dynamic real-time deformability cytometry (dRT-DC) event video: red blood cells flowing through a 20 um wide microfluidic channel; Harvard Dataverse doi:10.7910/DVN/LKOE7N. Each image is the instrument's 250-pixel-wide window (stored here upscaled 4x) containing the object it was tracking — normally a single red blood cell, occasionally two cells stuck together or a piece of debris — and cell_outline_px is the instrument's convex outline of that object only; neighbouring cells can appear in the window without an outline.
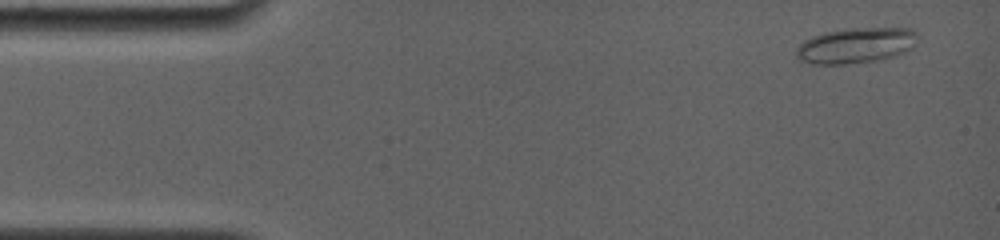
{"species": "common noctule bat (a hibernating species)", "species_latin": "Nyctalus noctula", "temperature_condition": "room temperature", "stored_images_in_passage": 6, "camera_frame_rate_fps": 4000, "um_per_image_px": 0.085, "animal": {"sex": "female", "body_mass_g": 19.0, "forearm_length_mm": 56.7}, "frame": {"image": 1, "passage_image": 1, "time_ms": 0.0, "image_size_px": [1000, 240], "cell_outline_px": [[916, 36], [912, 48], [896, 56], [876, 60], [844, 64], [808, 64], [800, 60], [796, 56], [796, 48], [804, 40], [812, 36], [824, 32], [852, 28], [908, 28], [916, 32]], "centroid_in_image_um": [72.7, 3.87], "position_along_channel_um": 12.3, "area_um2": 25.03}}
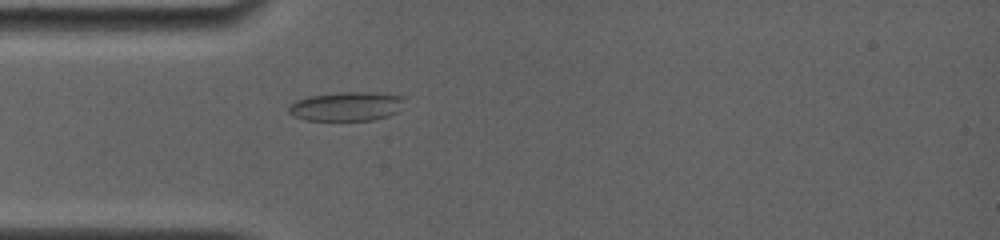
{"frame": {"image": 2, "passage_image": 5, "time_ms": 3.75, "image_size_px": [1000, 240], "cell_outline_px": [[408, 96], [404, 108], [388, 116], [372, 120], [308, 120], [292, 116], [288, 112], [288, 104], [296, 100], [308, 96], [340, 92], [376, 92]], "centroid_in_image_um": [29.52, 9.02], "position_along_channel_um": 55.5, "area_um2": 20.17}}
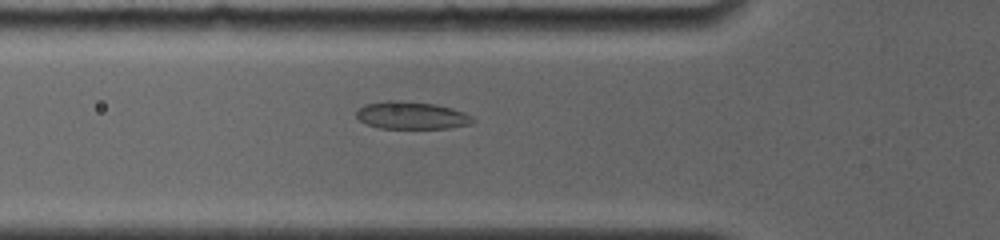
{"frame": {"image": 3, "passage_image": 6, "time_ms": 4.75, "image_size_px": [1000, 240], "cell_outline_px": [[476, 120], [472, 124], [448, 128], [380, 128], [368, 124], [360, 120], [356, 116], [356, 108], [364, 104], [388, 100], [400, 100], [436, 104], [452, 108], [464, 112], [472, 116]], "centroid_in_image_um": [34.99, 9.8], "position_along_channel_um": 90.8, "area_um2": 18.84}}